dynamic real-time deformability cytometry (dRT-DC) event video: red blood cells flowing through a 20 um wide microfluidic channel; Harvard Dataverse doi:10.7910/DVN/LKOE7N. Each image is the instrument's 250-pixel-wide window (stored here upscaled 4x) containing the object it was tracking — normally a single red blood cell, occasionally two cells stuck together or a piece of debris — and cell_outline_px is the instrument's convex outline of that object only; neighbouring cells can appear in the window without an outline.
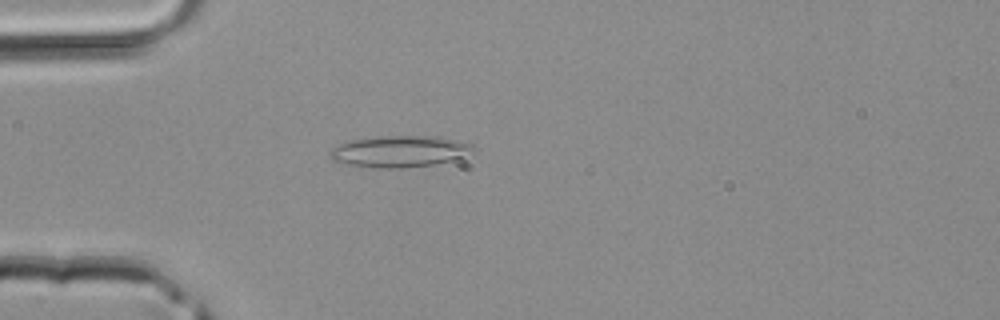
{"species": "common noctule bat (a hibernating species)", "species_latin": "Nyctalus noctula", "temperature_condition": "room temperature", "stored_images_in_passage": 35, "camera_frame_rate_fps": 3000, "um_per_image_px": 0.085, "animal": {"sex": "male", "body_mass_g": 20.4}, "frame": {"image": 1, "passage_image": 5, "time_ms": 1.333, "image_size_px": [1000, 320], "cell_outline_px": [[476, 152], [452, 160], [432, 164], [400, 168], [384, 168], [352, 164], [332, 160], [328, 152], [332, 148], [340, 144], [352, 140], [380, 136], [436, 136], [456, 140], [472, 144], [476, 148]], "centroid_in_image_um": [34.02, 12.85], "position_along_channel_um": 51.0, "area_um2": 25.95}}
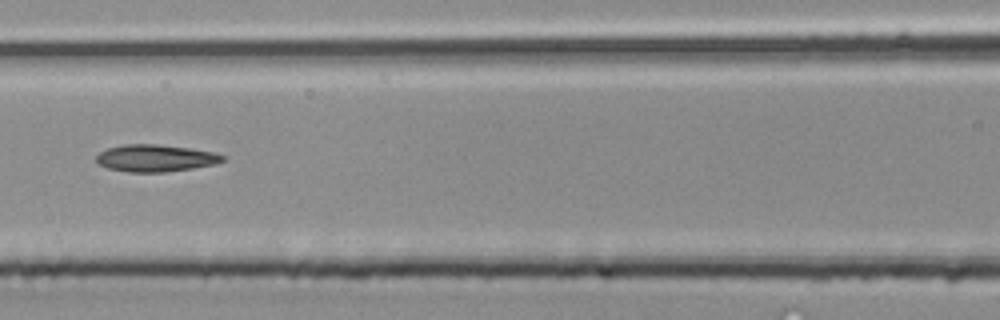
{"frame": {"image": 2, "passage_image": 12, "time_ms": 3.667, "image_size_px": [1000, 320], "cell_outline_px": [[228, 156], [224, 160], [212, 164], [192, 168], [164, 172], [128, 172], [108, 168], [100, 164], [96, 160], [96, 156], [100, 152], [108, 148], [124, 144], [156, 144], [188, 148], [216, 152]], "centroid_in_image_um": [13.23, 13.43], "position_along_channel_um": 153.4, "area_um2": 19.83}}
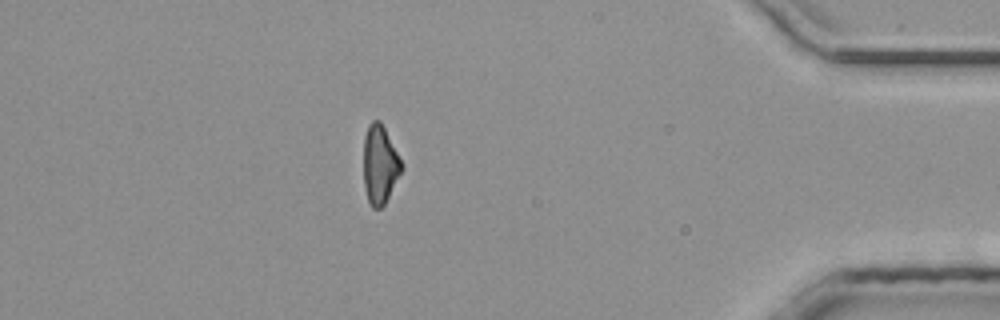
{"frame": {"image": 3, "passage_image": 30, "time_ms": 9.667, "image_size_px": [1000, 320], "cell_outline_px": [[404, 168], [384, 204], [380, 208], [372, 208], [368, 204], [364, 188], [364, 136], [368, 124], [372, 120], [380, 120], [404, 164]], "centroid_in_image_um": [32.29, 13.99], "position_along_channel_um": 402.9, "area_um2": 17.63}}